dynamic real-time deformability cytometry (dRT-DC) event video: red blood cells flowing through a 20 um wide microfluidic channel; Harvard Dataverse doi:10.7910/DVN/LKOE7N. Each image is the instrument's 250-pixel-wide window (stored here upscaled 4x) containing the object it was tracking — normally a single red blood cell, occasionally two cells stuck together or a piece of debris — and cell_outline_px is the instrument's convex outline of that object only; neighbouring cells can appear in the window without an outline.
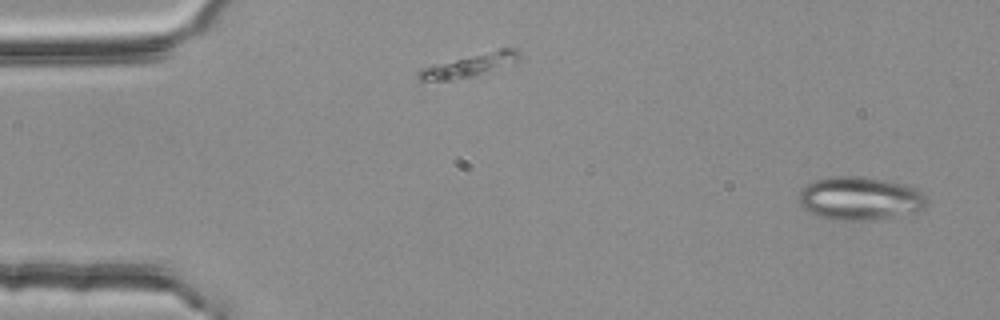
{"species": "common noctule bat (a hibernating species)", "species_latin": "Nyctalus noctula", "temperature_condition": "room temperature", "stored_images_in_passage": 54, "segment_of_instrument_passage": [1, 2], "camera_frame_rate_fps": 3000, "um_per_image_px": 0.085, "animal": {"sex": "female", "body_mass_g": 25.1}, "frame": {"image": 1, "passage_image": 3, "time_ms": 0.667, "image_size_px": [1000, 320], "cell_outline_px": [[928, 200], [924, 208], [916, 212], [868, 220], [832, 220], [816, 216], [808, 212], [800, 204], [800, 192], [804, 184], [816, 180], [832, 176], [860, 176], [908, 184], [916, 188]], "centroid_in_image_um": [73.07, 16.86], "position_along_channel_um": 11.9, "area_um2": 32.37}}